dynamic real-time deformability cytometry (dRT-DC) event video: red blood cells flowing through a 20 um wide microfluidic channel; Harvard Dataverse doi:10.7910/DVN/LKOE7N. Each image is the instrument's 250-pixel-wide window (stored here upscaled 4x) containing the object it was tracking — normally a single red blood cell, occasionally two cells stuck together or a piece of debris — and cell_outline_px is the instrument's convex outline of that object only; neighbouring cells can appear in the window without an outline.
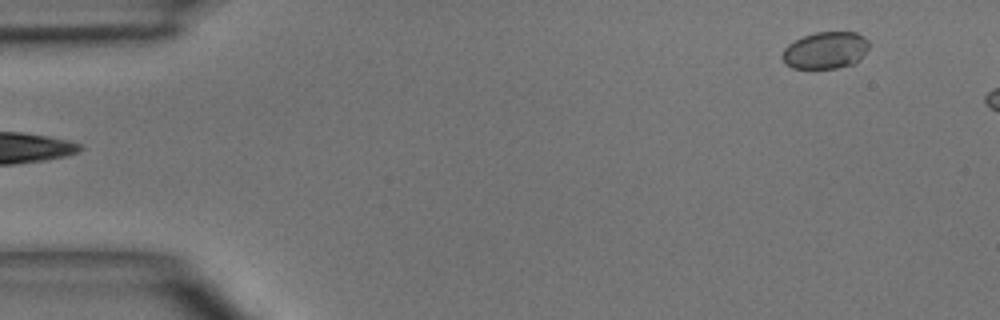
{"species": "common noctule bat (a hibernating species)", "species_latin": "Nyctalus noctula", "temperature_condition": "room temperature", "stored_images_in_passage": 3, "segment_of_instrument_passage": [2, 2], "camera_frame_rate_fps": 3000, "um_per_image_px": 0.085, "animal": {"sex": "male", "body_mass_g": 15.6}, "frame": {"image": 1, "passage_image": 3, "time_ms": 3.333, "image_size_px": [1000, 320], "cell_outline_px": [[868, 48], [856, 64], [836, 68], [792, 68], [784, 64], [780, 56], [784, 48], [788, 44], [804, 36], [816, 32], [856, 32], [864, 36], [868, 40]], "centroid_in_image_um": [70.15, 4.28], "position_along_channel_um": 14.9, "area_um2": 18.84}}